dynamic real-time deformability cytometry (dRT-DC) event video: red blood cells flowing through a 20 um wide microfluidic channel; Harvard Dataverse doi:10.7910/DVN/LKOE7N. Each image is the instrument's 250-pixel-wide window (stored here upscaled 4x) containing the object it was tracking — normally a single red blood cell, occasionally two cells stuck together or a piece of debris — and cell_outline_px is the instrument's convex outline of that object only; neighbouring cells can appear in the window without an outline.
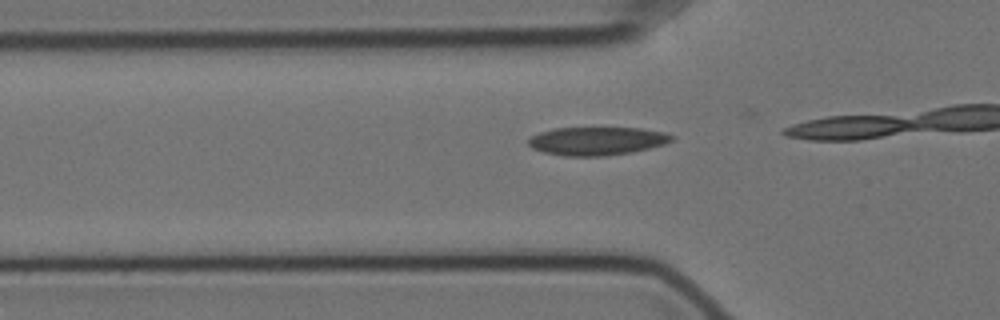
{"species": "Egyptian fruit bat (a non-hibernating species)", "species_latin": "Rousettus aegyptiacus", "temperature_condition": "cold", "stored_images_in_passage": 16, "camera_frame_rate_fps": 3000, "um_per_image_px": 0.085, "animal": {"sex": "female"}, "frame": {"image": 1, "passage_image": 14, "time_ms": 4.333, "image_size_px": [1000, 320], "cell_outline_px": [[676, 136], [672, 140], [664, 144], [632, 152], [604, 156], [564, 156], [544, 152], [532, 148], [528, 144], [528, 140], [532, 136], [540, 132], [552, 128], [640, 128], [664, 132]], "centroid_in_image_um": [50.74, 11.98], "position_along_channel_um": 75.1, "area_um2": 23.58}}